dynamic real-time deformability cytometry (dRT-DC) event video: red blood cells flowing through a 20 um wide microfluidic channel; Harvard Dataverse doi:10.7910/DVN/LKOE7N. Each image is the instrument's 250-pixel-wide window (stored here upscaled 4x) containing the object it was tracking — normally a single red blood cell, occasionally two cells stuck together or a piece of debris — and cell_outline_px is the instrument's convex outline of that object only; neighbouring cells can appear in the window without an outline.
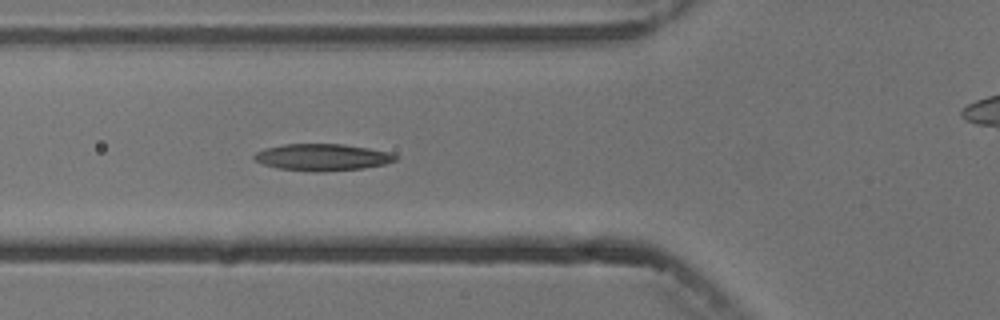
{"species": "common noctule bat (a hibernating species)", "species_latin": "Nyctalus noctula", "temperature_condition": "cold", "stored_images_in_passage": 6, "camera_frame_rate_fps": 3000, "um_per_image_px": 0.085, "animal": {"sex": "male", "body_mass_g": 13.3}, "frame": {"image": 1, "passage_image": 5, "time_ms": 5.333, "image_size_px": [1000, 320], "cell_outline_px": [[400, 156], [396, 160], [384, 164], [364, 168], [324, 172], [316, 172], [276, 168], [264, 164], [256, 160], [252, 156], [256, 152], [264, 148], [284, 144], [344, 144], [392, 152]], "centroid_in_image_um": [27.43, 13.36], "position_along_channel_um": 98.4, "area_um2": 22.25}}